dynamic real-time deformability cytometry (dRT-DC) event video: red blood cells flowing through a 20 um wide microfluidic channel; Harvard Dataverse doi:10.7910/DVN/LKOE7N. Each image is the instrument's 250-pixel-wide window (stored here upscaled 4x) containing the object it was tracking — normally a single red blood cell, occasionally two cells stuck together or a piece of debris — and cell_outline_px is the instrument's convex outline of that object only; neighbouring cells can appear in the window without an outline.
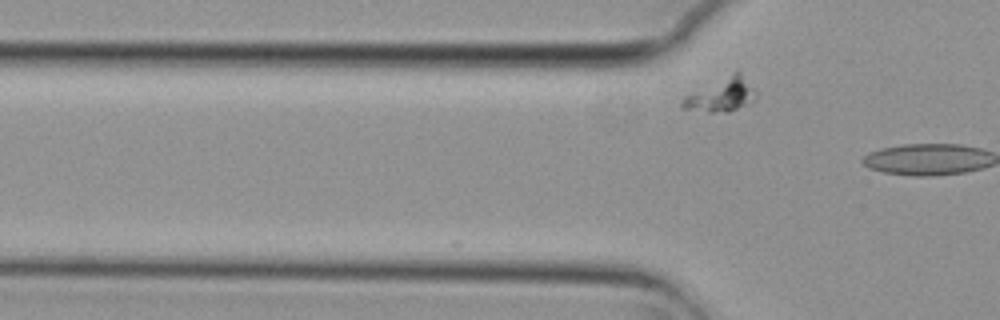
{"species": "common noctule bat (a hibernating species)", "species_latin": "Nyctalus noctula", "temperature_condition": "cold", "stored_images_in_passage": 6, "camera_frame_rate_fps": 3000, "um_per_image_px": 0.085, "animal": {"sex": "female", "body_mass_g": 29.2, "forearm_length_mm": 56.3}, "frame": {"image": 1, "passage_image": 5, "time_ms": 1.333, "image_size_px": [1000, 320], "cell_outline_px": [[756, 100], [728, 112], [708, 112], [680, 108], [680, 100], [684, 96], [736, 68], [756, 88]], "centroid_in_image_um": [61.32, 8.02], "position_along_channel_um": 64.5, "area_um2": 14.97}}
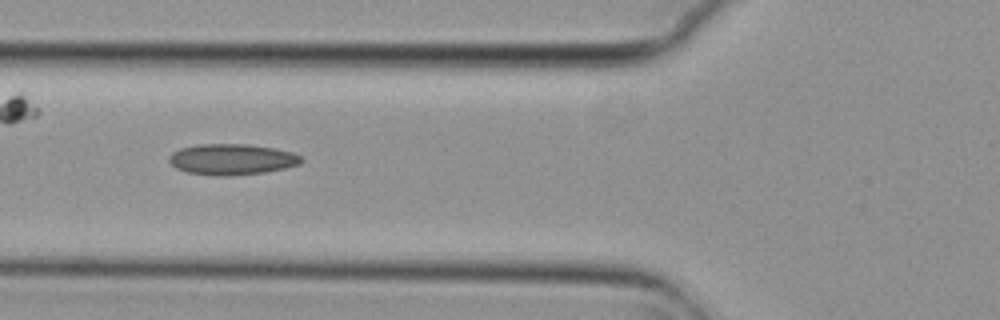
{"frame": {"image": 2, "passage_image": 6, "time_ms": 1.667, "image_size_px": [1000, 320], "cell_outline_px": [[304, 160], [300, 164], [284, 168], [264, 172], [228, 176], [212, 176], [188, 172], [176, 168], [168, 160], [168, 156], [172, 152], [180, 148], [196, 144], [248, 144], [272, 148], [292, 152], [300, 156]], "centroid_in_image_um": [19.68, 13.54], "position_along_channel_um": 106.1, "area_um2": 23.87}}